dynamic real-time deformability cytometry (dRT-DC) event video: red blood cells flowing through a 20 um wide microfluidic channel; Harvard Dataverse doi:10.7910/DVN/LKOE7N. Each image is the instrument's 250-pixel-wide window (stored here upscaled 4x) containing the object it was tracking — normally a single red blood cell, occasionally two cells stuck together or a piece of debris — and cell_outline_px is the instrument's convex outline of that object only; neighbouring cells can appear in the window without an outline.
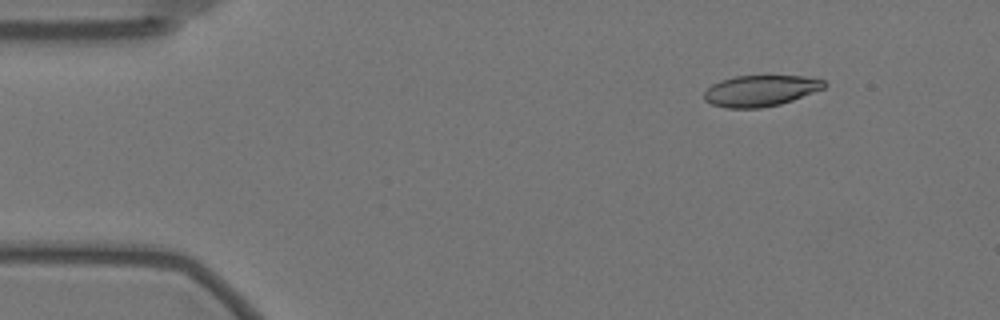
{"species": "Egyptian fruit bat (a non-hibernating species)", "species_latin": "Rousettus aegyptiacus", "temperature_condition": "warm", "stored_images_in_passage": 44, "camera_frame_rate_fps": 3000, "um_per_image_px": 0.085, "animal": {"sex": "female"}, "frame": {"image": 1, "passage_image": 1, "time_ms": 0.0, "image_size_px": [1000, 320], "cell_outline_px": [[828, 84], [824, 88], [792, 100], [780, 104], [760, 108], [728, 108], [712, 104], [704, 100], [704, 92], [712, 84], [720, 80], [736, 76], [804, 76], [824, 80]], "centroid_in_image_um": [64.64, 7.71], "position_along_channel_um": 20.4, "area_um2": 21.68}}
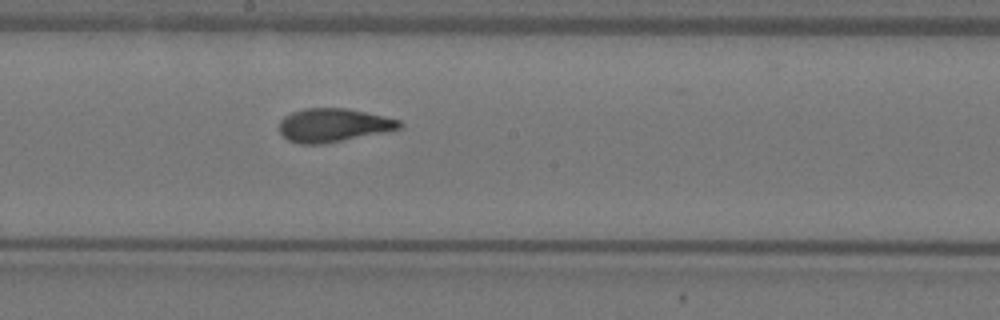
{"frame": {"image": 2, "passage_image": 25, "time_ms": 8.0, "image_size_px": [1000, 320], "cell_outline_px": [[404, 128], [324, 144], [300, 144], [288, 140], [280, 132], [280, 120], [284, 116], [292, 112], [304, 108], [348, 108], [384, 116], [400, 120], [404, 124]], "centroid_in_image_um": [28.36, 10.64], "position_along_channel_um": 219.8, "area_um2": 23.58}}
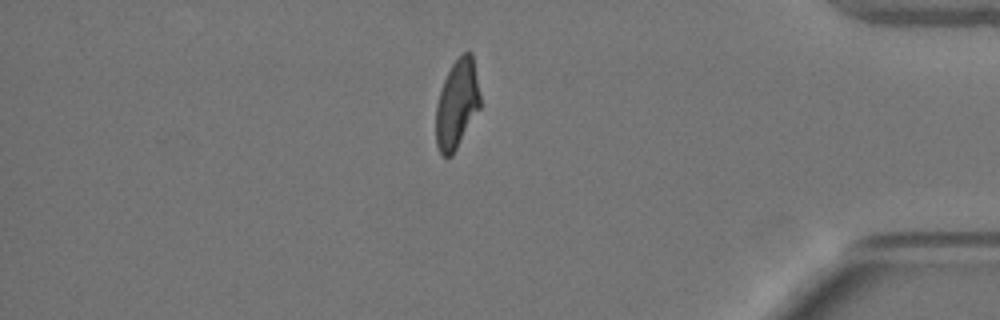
{"frame": {"image": 3, "passage_image": 43, "time_ms": 14.0, "image_size_px": [1000, 320], "cell_outline_px": [[480, 108], [452, 156], [444, 156], [440, 152], [436, 144], [436, 104], [444, 80], [452, 64], [464, 52], [472, 52], [480, 96]], "centroid_in_image_um": [38.84, 8.86], "position_along_channel_um": 396.4, "area_um2": 22.66}}